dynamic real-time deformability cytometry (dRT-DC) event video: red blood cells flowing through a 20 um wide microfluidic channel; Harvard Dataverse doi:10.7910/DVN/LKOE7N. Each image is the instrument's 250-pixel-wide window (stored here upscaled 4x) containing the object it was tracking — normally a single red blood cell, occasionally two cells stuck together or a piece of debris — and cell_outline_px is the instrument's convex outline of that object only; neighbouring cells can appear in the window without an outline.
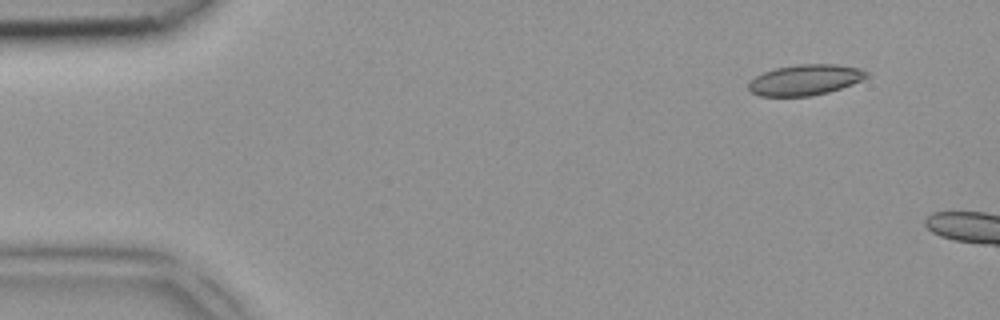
{"species": "common noctule bat (a hibernating species)", "species_latin": "Nyctalus noctula", "temperature_condition": "room temperature", "stored_images_in_passage": 4, "camera_frame_rate_fps": 3000, "um_per_image_px": 0.085, "animal": {"sex": "female", "body_mass_g": 18.4}, "frame": {"image": 1, "passage_image": 1, "time_ms": 0.0, "image_size_px": [1000, 320], "cell_outline_px": [[868, 76], [852, 84], [828, 92], [812, 96], [760, 96], [752, 92], [748, 88], [748, 84], [756, 76], [764, 72], [776, 68], [800, 64], [836, 64], [860, 68], [868, 72]], "centroid_in_image_um": [68.44, 6.79], "position_along_channel_um": 16.6, "area_um2": 20.92}}